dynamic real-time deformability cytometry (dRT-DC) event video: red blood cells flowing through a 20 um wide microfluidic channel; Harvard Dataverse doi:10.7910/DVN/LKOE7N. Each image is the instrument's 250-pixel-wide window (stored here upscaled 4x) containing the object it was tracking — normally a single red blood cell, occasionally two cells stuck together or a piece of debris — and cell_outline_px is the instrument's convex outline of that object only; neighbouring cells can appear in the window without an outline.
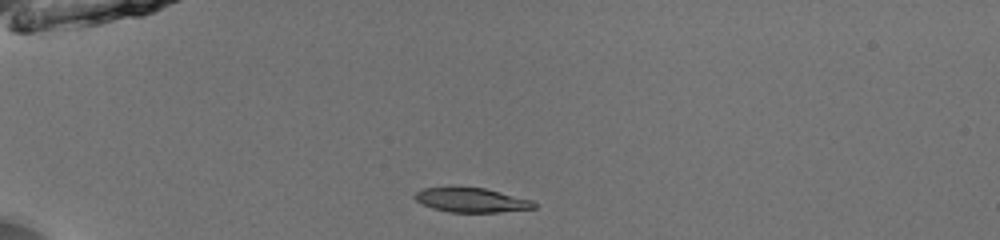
{"species": "common noctule bat (a hibernating species)", "species_latin": "Nyctalus noctula", "temperature_condition": "room temperature", "stored_images_in_passage": 38, "camera_frame_rate_fps": 3000, "um_per_image_px": 0.085, "animal": {"sex": "male", "body_mass_g": 13.0, "forearm_length_mm": 53.1}, "frame": {"image": 1, "passage_image": 1, "time_ms": 0.0, "image_size_px": [1000, 240], "cell_outline_px": [[536, 208], [500, 212], [448, 212], [432, 208], [416, 200], [412, 196], [416, 192], [424, 188], [452, 184], [484, 188], [532, 200], [536, 204]], "centroid_in_image_um": [40.01, 16.96], "position_along_channel_um": 45.0, "area_um2": 17.51}}
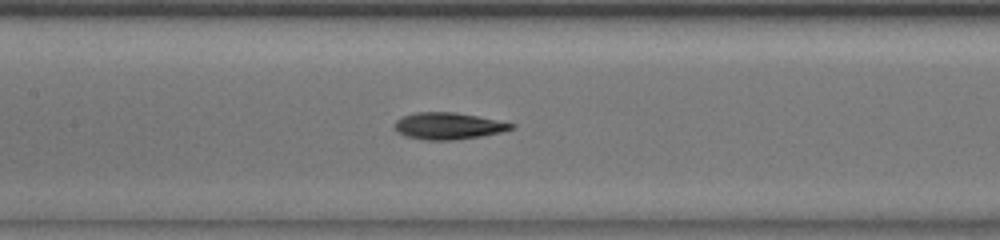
{"frame": {"image": 2, "passage_image": 13, "time_ms": 4.0, "image_size_px": [1000, 240], "cell_outline_px": [[516, 128], [500, 132], [480, 136], [456, 140], [424, 140], [404, 136], [396, 132], [396, 120], [400, 116], [416, 112], [452, 112], [476, 116], [516, 124]], "centroid_in_image_um": [38.08, 10.71], "position_along_channel_um": 169.3, "area_um2": 18.21}}
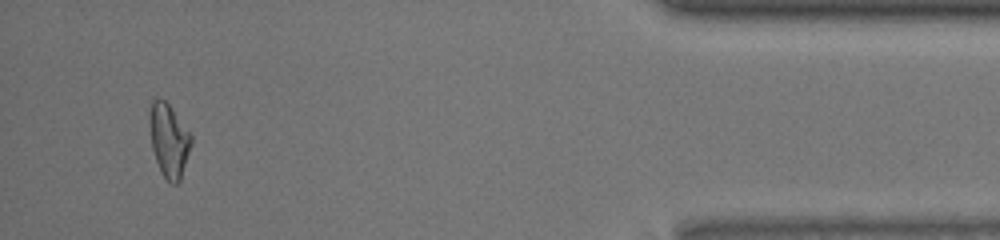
{"frame": {"image": 3, "passage_image": 36, "time_ms": 11.667, "image_size_px": [1000, 240], "cell_outline_px": [[192, 144], [180, 180], [176, 184], [172, 184], [160, 172], [152, 148], [148, 120], [148, 116], [152, 100], [156, 96], [164, 100], [168, 104], [192, 136]], "centroid_in_image_um": [14.33, 11.91], "position_along_channel_um": 420.9, "area_um2": 17.8}, "authors_computed_cell_mechanics": {"area_um2": 17.7735, "velocity_mm_per_s": 3.9608, "shape_relaxation_time_tau1_ms": 3.6679, "shape_relaxation_time_tau2_ms": 6.5249, "deformation_change_tau1": 0.1465, "deformation_change_tau2": 0.0685}}